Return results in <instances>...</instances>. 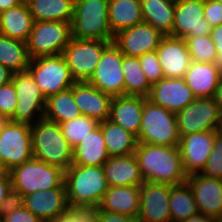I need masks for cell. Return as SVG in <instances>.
<instances>
[{"instance_id":"obj_1","label":"cell","mask_w":222,"mask_h":222,"mask_svg":"<svg viewBox=\"0 0 222 222\" xmlns=\"http://www.w3.org/2000/svg\"><path fill=\"white\" fill-rule=\"evenodd\" d=\"M145 182L180 185L187 181L178 146L138 142L134 152Z\"/></svg>"},{"instance_id":"obj_2","label":"cell","mask_w":222,"mask_h":222,"mask_svg":"<svg viewBox=\"0 0 222 222\" xmlns=\"http://www.w3.org/2000/svg\"><path fill=\"white\" fill-rule=\"evenodd\" d=\"M70 209H96L109 186L103 166L72 164L64 175Z\"/></svg>"},{"instance_id":"obj_3","label":"cell","mask_w":222,"mask_h":222,"mask_svg":"<svg viewBox=\"0 0 222 222\" xmlns=\"http://www.w3.org/2000/svg\"><path fill=\"white\" fill-rule=\"evenodd\" d=\"M33 157L66 171L73 164V148L58 123L41 118L31 126Z\"/></svg>"},{"instance_id":"obj_4","label":"cell","mask_w":222,"mask_h":222,"mask_svg":"<svg viewBox=\"0 0 222 222\" xmlns=\"http://www.w3.org/2000/svg\"><path fill=\"white\" fill-rule=\"evenodd\" d=\"M12 192L15 200L26 194L36 191H45L53 188H65V171L59 167L32 158L22 165L9 171Z\"/></svg>"},{"instance_id":"obj_5","label":"cell","mask_w":222,"mask_h":222,"mask_svg":"<svg viewBox=\"0 0 222 222\" xmlns=\"http://www.w3.org/2000/svg\"><path fill=\"white\" fill-rule=\"evenodd\" d=\"M109 0H75L71 21L73 38L113 42L108 21Z\"/></svg>"},{"instance_id":"obj_6","label":"cell","mask_w":222,"mask_h":222,"mask_svg":"<svg viewBox=\"0 0 222 222\" xmlns=\"http://www.w3.org/2000/svg\"><path fill=\"white\" fill-rule=\"evenodd\" d=\"M137 141L160 146H179L176 114L146 99Z\"/></svg>"},{"instance_id":"obj_7","label":"cell","mask_w":222,"mask_h":222,"mask_svg":"<svg viewBox=\"0 0 222 222\" xmlns=\"http://www.w3.org/2000/svg\"><path fill=\"white\" fill-rule=\"evenodd\" d=\"M12 83L16 91L17 104L9 120L32 126L44 117L46 97L29 70L13 73Z\"/></svg>"},{"instance_id":"obj_8","label":"cell","mask_w":222,"mask_h":222,"mask_svg":"<svg viewBox=\"0 0 222 222\" xmlns=\"http://www.w3.org/2000/svg\"><path fill=\"white\" fill-rule=\"evenodd\" d=\"M28 70L46 99L76 83L62 54L31 59Z\"/></svg>"},{"instance_id":"obj_9","label":"cell","mask_w":222,"mask_h":222,"mask_svg":"<svg viewBox=\"0 0 222 222\" xmlns=\"http://www.w3.org/2000/svg\"><path fill=\"white\" fill-rule=\"evenodd\" d=\"M72 38L71 23L63 21L34 22L26 42L30 59L63 53Z\"/></svg>"},{"instance_id":"obj_10","label":"cell","mask_w":222,"mask_h":222,"mask_svg":"<svg viewBox=\"0 0 222 222\" xmlns=\"http://www.w3.org/2000/svg\"><path fill=\"white\" fill-rule=\"evenodd\" d=\"M110 41L71 38L62 55L76 82L88 81Z\"/></svg>"},{"instance_id":"obj_11","label":"cell","mask_w":222,"mask_h":222,"mask_svg":"<svg viewBox=\"0 0 222 222\" xmlns=\"http://www.w3.org/2000/svg\"><path fill=\"white\" fill-rule=\"evenodd\" d=\"M0 157L8 171L32 159L31 126L8 120L0 132Z\"/></svg>"},{"instance_id":"obj_12","label":"cell","mask_w":222,"mask_h":222,"mask_svg":"<svg viewBox=\"0 0 222 222\" xmlns=\"http://www.w3.org/2000/svg\"><path fill=\"white\" fill-rule=\"evenodd\" d=\"M123 54L111 42L103 51L99 63L87 81L112 97L125 95V80L122 68Z\"/></svg>"},{"instance_id":"obj_13","label":"cell","mask_w":222,"mask_h":222,"mask_svg":"<svg viewBox=\"0 0 222 222\" xmlns=\"http://www.w3.org/2000/svg\"><path fill=\"white\" fill-rule=\"evenodd\" d=\"M221 114L214 97L196 98L187 107L176 113L179 135L216 131Z\"/></svg>"},{"instance_id":"obj_14","label":"cell","mask_w":222,"mask_h":222,"mask_svg":"<svg viewBox=\"0 0 222 222\" xmlns=\"http://www.w3.org/2000/svg\"><path fill=\"white\" fill-rule=\"evenodd\" d=\"M211 29L204 19V0H176L173 31L170 36L182 39L206 36Z\"/></svg>"},{"instance_id":"obj_15","label":"cell","mask_w":222,"mask_h":222,"mask_svg":"<svg viewBox=\"0 0 222 222\" xmlns=\"http://www.w3.org/2000/svg\"><path fill=\"white\" fill-rule=\"evenodd\" d=\"M173 185L144 182L140 186L138 222H172L169 197Z\"/></svg>"},{"instance_id":"obj_16","label":"cell","mask_w":222,"mask_h":222,"mask_svg":"<svg viewBox=\"0 0 222 222\" xmlns=\"http://www.w3.org/2000/svg\"><path fill=\"white\" fill-rule=\"evenodd\" d=\"M164 35L151 24L142 22L114 36L113 43L126 56L139 57L156 51Z\"/></svg>"},{"instance_id":"obj_17","label":"cell","mask_w":222,"mask_h":222,"mask_svg":"<svg viewBox=\"0 0 222 222\" xmlns=\"http://www.w3.org/2000/svg\"><path fill=\"white\" fill-rule=\"evenodd\" d=\"M216 131H204L180 136L179 152L187 175L200 173L213 149Z\"/></svg>"},{"instance_id":"obj_18","label":"cell","mask_w":222,"mask_h":222,"mask_svg":"<svg viewBox=\"0 0 222 222\" xmlns=\"http://www.w3.org/2000/svg\"><path fill=\"white\" fill-rule=\"evenodd\" d=\"M18 201L43 222H52L70 209L65 188L36 191Z\"/></svg>"},{"instance_id":"obj_19","label":"cell","mask_w":222,"mask_h":222,"mask_svg":"<svg viewBox=\"0 0 222 222\" xmlns=\"http://www.w3.org/2000/svg\"><path fill=\"white\" fill-rule=\"evenodd\" d=\"M196 98L184 78L166 77L152 85L151 92L147 97L153 104L162 106L175 114L187 107Z\"/></svg>"},{"instance_id":"obj_20","label":"cell","mask_w":222,"mask_h":222,"mask_svg":"<svg viewBox=\"0 0 222 222\" xmlns=\"http://www.w3.org/2000/svg\"><path fill=\"white\" fill-rule=\"evenodd\" d=\"M186 183L192 190L198 212L217 217L222 214V180L196 173L188 175Z\"/></svg>"},{"instance_id":"obj_21","label":"cell","mask_w":222,"mask_h":222,"mask_svg":"<svg viewBox=\"0 0 222 222\" xmlns=\"http://www.w3.org/2000/svg\"><path fill=\"white\" fill-rule=\"evenodd\" d=\"M156 52L164 77H184L192 62L184 39L170 35L164 36Z\"/></svg>"},{"instance_id":"obj_22","label":"cell","mask_w":222,"mask_h":222,"mask_svg":"<svg viewBox=\"0 0 222 222\" xmlns=\"http://www.w3.org/2000/svg\"><path fill=\"white\" fill-rule=\"evenodd\" d=\"M73 98L80 113L98 122L109 119L112 96L103 93L87 81L73 85Z\"/></svg>"},{"instance_id":"obj_23","label":"cell","mask_w":222,"mask_h":222,"mask_svg":"<svg viewBox=\"0 0 222 222\" xmlns=\"http://www.w3.org/2000/svg\"><path fill=\"white\" fill-rule=\"evenodd\" d=\"M146 99L147 97L132 95L113 97L109 120L138 137Z\"/></svg>"},{"instance_id":"obj_24","label":"cell","mask_w":222,"mask_h":222,"mask_svg":"<svg viewBox=\"0 0 222 222\" xmlns=\"http://www.w3.org/2000/svg\"><path fill=\"white\" fill-rule=\"evenodd\" d=\"M140 201V186H114L104 193L97 208L137 219Z\"/></svg>"},{"instance_id":"obj_25","label":"cell","mask_w":222,"mask_h":222,"mask_svg":"<svg viewBox=\"0 0 222 222\" xmlns=\"http://www.w3.org/2000/svg\"><path fill=\"white\" fill-rule=\"evenodd\" d=\"M103 168L109 187L141 186L145 182L134 153L109 157Z\"/></svg>"},{"instance_id":"obj_26","label":"cell","mask_w":222,"mask_h":222,"mask_svg":"<svg viewBox=\"0 0 222 222\" xmlns=\"http://www.w3.org/2000/svg\"><path fill=\"white\" fill-rule=\"evenodd\" d=\"M183 78L197 98L214 97L222 74L214 63L192 60Z\"/></svg>"},{"instance_id":"obj_27","label":"cell","mask_w":222,"mask_h":222,"mask_svg":"<svg viewBox=\"0 0 222 222\" xmlns=\"http://www.w3.org/2000/svg\"><path fill=\"white\" fill-rule=\"evenodd\" d=\"M33 25L34 19L28 4L21 3L0 13V34L9 38L26 43Z\"/></svg>"},{"instance_id":"obj_28","label":"cell","mask_w":222,"mask_h":222,"mask_svg":"<svg viewBox=\"0 0 222 222\" xmlns=\"http://www.w3.org/2000/svg\"><path fill=\"white\" fill-rule=\"evenodd\" d=\"M109 157L100 126L73 148V164L76 165L103 166Z\"/></svg>"},{"instance_id":"obj_29","label":"cell","mask_w":222,"mask_h":222,"mask_svg":"<svg viewBox=\"0 0 222 222\" xmlns=\"http://www.w3.org/2000/svg\"><path fill=\"white\" fill-rule=\"evenodd\" d=\"M108 21L114 35L142 23L141 0H109Z\"/></svg>"},{"instance_id":"obj_30","label":"cell","mask_w":222,"mask_h":222,"mask_svg":"<svg viewBox=\"0 0 222 222\" xmlns=\"http://www.w3.org/2000/svg\"><path fill=\"white\" fill-rule=\"evenodd\" d=\"M108 155L125 156L136 150L137 137L122 126L108 120L99 122Z\"/></svg>"},{"instance_id":"obj_31","label":"cell","mask_w":222,"mask_h":222,"mask_svg":"<svg viewBox=\"0 0 222 222\" xmlns=\"http://www.w3.org/2000/svg\"><path fill=\"white\" fill-rule=\"evenodd\" d=\"M176 0H141L143 22L151 24L164 36L171 35Z\"/></svg>"},{"instance_id":"obj_32","label":"cell","mask_w":222,"mask_h":222,"mask_svg":"<svg viewBox=\"0 0 222 222\" xmlns=\"http://www.w3.org/2000/svg\"><path fill=\"white\" fill-rule=\"evenodd\" d=\"M75 0H32L28 3L34 22L63 21L71 23Z\"/></svg>"},{"instance_id":"obj_33","label":"cell","mask_w":222,"mask_h":222,"mask_svg":"<svg viewBox=\"0 0 222 222\" xmlns=\"http://www.w3.org/2000/svg\"><path fill=\"white\" fill-rule=\"evenodd\" d=\"M81 115L73 98V86L46 99L44 118L58 124Z\"/></svg>"},{"instance_id":"obj_34","label":"cell","mask_w":222,"mask_h":222,"mask_svg":"<svg viewBox=\"0 0 222 222\" xmlns=\"http://www.w3.org/2000/svg\"><path fill=\"white\" fill-rule=\"evenodd\" d=\"M30 57L25 42L0 34V64L12 73L28 70Z\"/></svg>"},{"instance_id":"obj_35","label":"cell","mask_w":222,"mask_h":222,"mask_svg":"<svg viewBox=\"0 0 222 222\" xmlns=\"http://www.w3.org/2000/svg\"><path fill=\"white\" fill-rule=\"evenodd\" d=\"M169 206L172 222L188 219L198 213L197 203L187 183L171 187Z\"/></svg>"},{"instance_id":"obj_36","label":"cell","mask_w":222,"mask_h":222,"mask_svg":"<svg viewBox=\"0 0 222 222\" xmlns=\"http://www.w3.org/2000/svg\"><path fill=\"white\" fill-rule=\"evenodd\" d=\"M122 68L125 95L148 97L152 86L147 81L138 57L123 55Z\"/></svg>"},{"instance_id":"obj_37","label":"cell","mask_w":222,"mask_h":222,"mask_svg":"<svg viewBox=\"0 0 222 222\" xmlns=\"http://www.w3.org/2000/svg\"><path fill=\"white\" fill-rule=\"evenodd\" d=\"M67 142L74 148L78 145L90 132L99 126V122L92 117L81 114L73 120L62 122L59 124Z\"/></svg>"},{"instance_id":"obj_38","label":"cell","mask_w":222,"mask_h":222,"mask_svg":"<svg viewBox=\"0 0 222 222\" xmlns=\"http://www.w3.org/2000/svg\"><path fill=\"white\" fill-rule=\"evenodd\" d=\"M188 52L193 61L214 63L217 50L209 35L184 38Z\"/></svg>"},{"instance_id":"obj_39","label":"cell","mask_w":222,"mask_h":222,"mask_svg":"<svg viewBox=\"0 0 222 222\" xmlns=\"http://www.w3.org/2000/svg\"><path fill=\"white\" fill-rule=\"evenodd\" d=\"M200 174L222 180V138L215 137L213 149Z\"/></svg>"},{"instance_id":"obj_40","label":"cell","mask_w":222,"mask_h":222,"mask_svg":"<svg viewBox=\"0 0 222 222\" xmlns=\"http://www.w3.org/2000/svg\"><path fill=\"white\" fill-rule=\"evenodd\" d=\"M138 59L151 86L164 78L156 51L145 53L139 56Z\"/></svg>"},{"instance_id":"obj_41","label":"cell","mask_w":222,"mask_h":222,"mask_svg":"<svg viewBox=\"0 0 222 222\" xmlns=\"http://www.w3.org/2000/svg\"><path fill=\"white\" fill-rule=\"evenodd\" d=\"M0 222H43L19 201L14 200L0 214Z\"/></svg>"},{"instance_id":"obj_42","label":"cell","mask_w":222,"mask_h":222,"mask_svg":"<svg viewBox=\"0 0 222 222\" xmlns=\"http://www.w3.org/2000/svg\"><path fill=\"white\" fill-rule=\"evenodd\" d=\"M16 104L17 96L12 81L0 86V115L9 119L15 111Z\"/></svg>"},{"instance_id":"obj_43","label":"cell","mask_w":222,"mask_h":222,"mask_svg":"<svg viewBox=\"0 0 222 222\" xmlns=\"http://www.w3.org/2000/svg\"><path fill=\"white\" fill-rule=\"evenodd\" d=\"M52 222H96L91 209H69Z\"/></svg>"},{"instance_id":"obj_44","label":"cell","mask_w":222,"mask_h":222,"mask_svg":"<svg viewBox=\"0 0 222 222\" xmlns=\"http://www.w3.org/2000/svg\"><path fill=\"white\" fill-rule=\"evenodd\" d=\"M204 19L211 27L222 24V3L217 0H204Z\"/></svg>"},{"instance_id":"obj_45","label":"cell","mask_w":222,"mask_h":222,"mask_svg":"<svg viewBox=\"0 0 222 222\" xmlns=\"http://www.w3.org/2000/svg\"><path fill=\"white\" fill-rule=\"evenodd\" d=\"M9 174L0 175V214L14 201Z\"/></svg>"},{"instance_id":"obj_46","label":"cell","mask_w":222,"mask_h":222,"mask_svg":"<svg viewBox=\"0 0 222 222\" xmlns=\"http://www.w3.org/2000/svg\"><path fill=\"white\" fill-rule=\"evenodd\" d=\"M209 36L214 42L215 48L217 50L214 66L222 74V24L212 27Z\"/></svg>"},{"instance_id":"obj_47","label":"cell","mask_w":222,"mask_h":222,"mask_svg":"<svg viewBox=\"0 0 222 222\" xmlns=\"http://www.w3.org/2000/svg\"><path fill=\"white\" fill-rule=\"evenodd\" d=\"M93 211L96 222H138L132 217L107 211H100L98 208Z\"/></svg>"},{"instance_id":"obj_48","label":"cell","mask_w":222,"mask_h":222,"mask_svg":"<svg viewBox=\"0 0 222 222\" xmlns=\"http://www.w3.org/2000/svg\"><path fill=\"white\" fill-rule=\"evenodd\" d=\"M179 222H214V217L207 216L198 212L197 214L189 217L188 219Z\"/></svg>"},{"instance_id":"obj_49","label":"cell","mask_w":222,"mask_h":222,"mask_svg":"<svg viewBox=\"0 0 222 222\" xmlns=\"http://www.w3.org/2000/svg\"><path fill=\"white\" fill-rule=\"evenodd\" d=\"M13 73L0 64V86L12 81Z\"/></svg>"},{"instance_id":"obj_50","label":"cell","mask_w":222,"mask_h":222,"mask_svg":"<svg viewBox=\"0 0 222 222\" xmlns=\"http://www.w3.org/2000/svg\"><path fill=\"white\" fill-rule=\"evenodd\" d=\"M21 4L20 0H0V13L2 11L17 7Z\"/></svg>"},{"instance_id":"obj_51","label":"cell","mask_w":222,"mask_h":222,"mask_svg":"<svg viewBox=\"0 0 222 222\" xmlns=\"http://www.w3.org/2000/svg\"><path fill=\"white\" fill-rule=\"evenodd\" d=\"M215 102L219 106L220 111L222 112V79L220 80L218 87L214 95Z\"/></svg>"},{"instance_id":"obj_52","label":"cell","mask_w":222,"mask_h":222,"mask_svg":"<svg viewBox=\"0 0 222 222\" xmlns=\"http://www.w3.org/2000/svg\"><path fill=\"white\" fill-rule=\"evenodd\" d=\"M216 133L220 138H222V114L217 125Z\"/></svg>"},{"instance_id":"obj_53","label":"cell","mask_w":222,"mask_h":222,"mask_svg":"<svg viewBox=\"0 0 222 222\" xmlns=\"http://www.w3.org/2000/svg\"><path fill=\"white\" fill-rule=\"evenodd\" d=\"M8 120L9 119L5 117L4 115H0V132L2 131L3 127L8 122Z\"/></svg>"},{"instance_id":"obj_54","label":"cell","mask_w":222,"mask_h":222,"mask_svg":"<svg viewBox=\"0 0 222 222\" xmlns=\"http://www.w3.org/2000/svg\"><path fill=\"white\" fill-rule=\"evenodd\" d=\"M2 174H9V171L7 170V168L5 167L1 157H0V175Z\"/></svg>"},{"instance_id":"obj_55","label":"cell","mask_w":222,"mask_h":222,"mask_svg":"<svg viewBox=\"0 0 222 222\" xmlns=\"http://www.w3.org/2000/svg\"><path fill=\"white\" fill-rule=\"evenodd\" d=\"M214 222H222V214L214 218Z\"/></svg>"},{"instance_id":"obj_56","label":"cell","mask_w":222,"mask_h":222,"mask_svg":"<svg viewBox=\"0 0 222 222\" xmlns=\"http://www.w3.org/2000/svg\"><path fill=\"white\" fill-rule=\"evenodd\" d=\"M20 1H21V3L28 4V3H30L32 0H20Z\"/></svg>"}]
</instances>
